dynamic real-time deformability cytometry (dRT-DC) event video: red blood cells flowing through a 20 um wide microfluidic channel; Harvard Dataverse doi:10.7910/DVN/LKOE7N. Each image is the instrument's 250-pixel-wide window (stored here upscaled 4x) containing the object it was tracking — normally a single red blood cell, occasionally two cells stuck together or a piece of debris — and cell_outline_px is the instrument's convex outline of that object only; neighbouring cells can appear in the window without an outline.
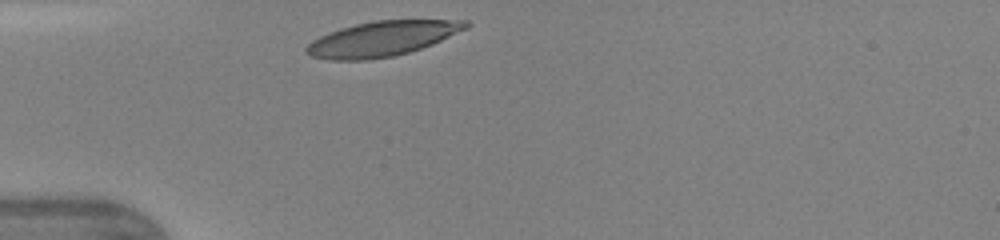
{"species": "human", "species_latin": "Homo sapiens", "temperature_condition": "warm", "stored_images_in_passage": 26, "camera_frame_rate_fps": 3000, "um_per_image_px": 0.085, "donor": {"sex": "female"}, "frame": {"image": 1, "passage_image": 1, "time_ms": 0.0, "image_size_px": [1000, 240], "cell_outline_px": [[472, 24], [468, 28], [432, 44], [408, 52], [392, 56], [364, 60], [332, 60], [312, 56], [304, 52], [304, 48], [312, 40], [328, 32], [340, 28], [372, 20], [468, 20]], "centroid_in_image_um": [32.47, 3.28], "position_along_channel_um": 52.5, "area_um2": 32.43}}
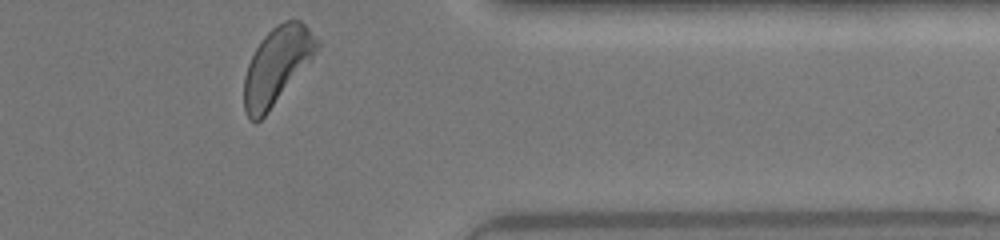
{"frame": {"image": 2, "passage_image": 26, "time_ms": 8.333, "image_size_px": [1000, 240], "cell_outline_px": [[320, 48], [268, 112], [256, 124], [248, 116], [244, 108], [244, 76], [248, 64], [256, 48], [264, 36], [276, 24], [284, 20], [300, 20], [320, 40]], "centroid_in_image_um": [23.54, 5.56], "position_along_channel_um": 387.9, "area_um2": 32.25}, "authors_computed_cell_mechanics": {"area_um2": 32.6281, "velocity_mm_per_s": 4.3127, "shape_relaxation_time_tau1_ms": 2.1202, "shape_relaxation_time_tau2_ms": 0.7399, "deformation_change_tau1": 0.1464, "deformation_change_tau2": 0.0568}}